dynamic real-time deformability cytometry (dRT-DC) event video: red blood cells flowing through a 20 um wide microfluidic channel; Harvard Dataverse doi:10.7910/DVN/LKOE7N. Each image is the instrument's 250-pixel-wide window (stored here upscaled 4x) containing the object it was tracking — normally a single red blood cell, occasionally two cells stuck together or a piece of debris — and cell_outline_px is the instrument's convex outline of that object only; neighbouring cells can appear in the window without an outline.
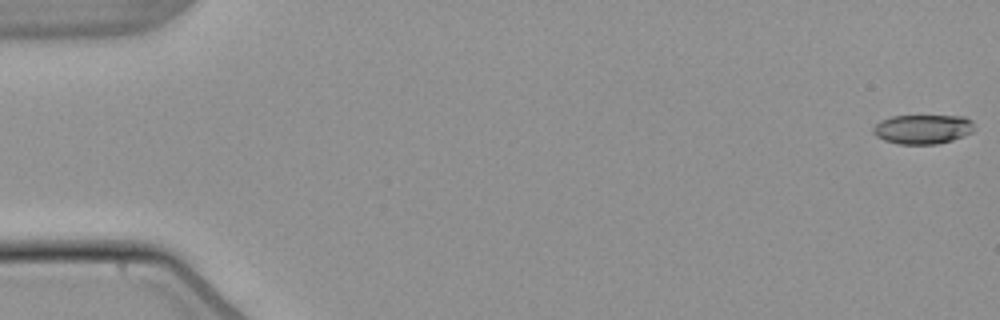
{"species": "common noctule bat (a hibernating species)", "species_latin": "Nyctalus noctula", "temperature_condition": "warm", "stored_images_in_passage": 54, "camera_frame_rate_fps": 3000, "um_per_image_px": 0.085, "animal": {"sex": "male", "body_mass_g": 21.5, "forearm_length_mm": 52.0}, "frame": {"image": 1, "passage_image": 1, "time_ms": 0.0, "image_size_px": [1000, 320], "cell_outline_px": [[972, 132], [964, 136], [952, 140], [936, 144], [900, 144], [884, 140], [876, 136], [872, 132], [872, 128], [880, 120], [892, 116], [964, 116], [972, 120]], "centroid_in_image_um": [78.41, 10.98], "position_along_channel_um": 6.6, "area_um2": 17.28}}
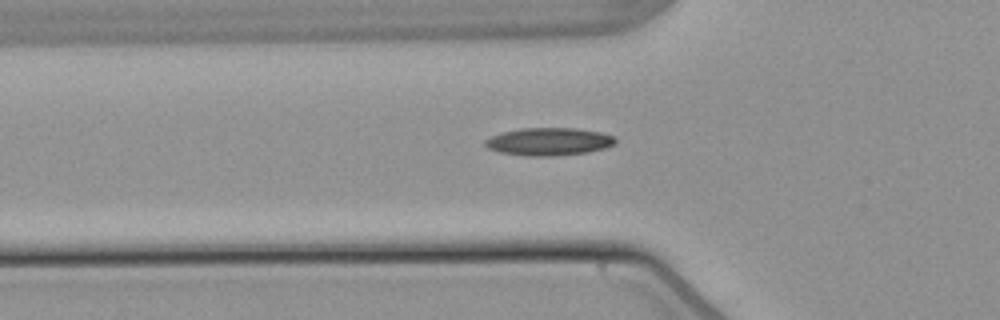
{"frame": {"image": 2, "passage_image": 19, "time_ms": 6.0, "image_size_px": [1000, 320], "cell_outline_px": [[616, 144], [604, 148], [588, 152], [556, 156], [524, 156], [500, 152], [488, 148], [484, 144], [484, 140], [492, 136], [504, 132], [520, 128], [576, 128], [600, 132], [616, 136]], "centroid_in_image_um": [46.68, 12.04], "position_along_channel_um": 79.1, "area_um2": 21.15}}
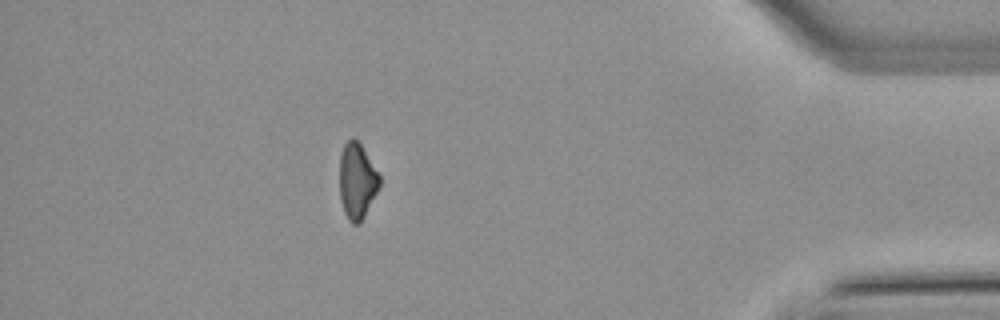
{"frame": {"image": 3, "passage_image": 48, "time_ms": 15.667, "image_size_px": [1000, 320], "cell_outline_px": [[380, 188], [364, 216], [356, 224], [352, 224], [348, 220], [344, 212], [340, 200], [340, 152], [344, 144], [352, 136], [360, 144], [380, 176]], "centroid_in_image_um": [30.34, 15.39], "position_along_channel_um": 404.9, "area_um2": 17.57}}